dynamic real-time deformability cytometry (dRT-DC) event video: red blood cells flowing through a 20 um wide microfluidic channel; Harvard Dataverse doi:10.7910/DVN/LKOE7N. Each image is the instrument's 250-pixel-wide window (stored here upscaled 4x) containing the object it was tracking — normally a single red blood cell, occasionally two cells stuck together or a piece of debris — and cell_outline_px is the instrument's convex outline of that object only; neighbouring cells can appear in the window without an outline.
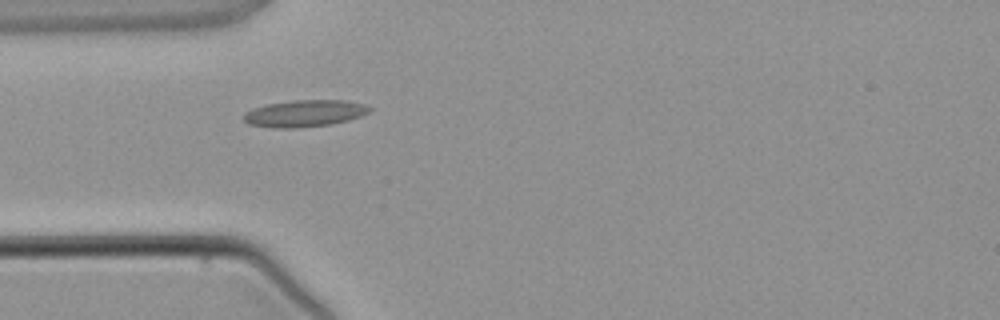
{"species": "common noctule bat (a hibernating species)", "species_latin": "Nyctalus noctula", "temperature_condition": "warm", "stored_images_in_passage": 4, "camera_frame_rate_fps": 3000, "um_per_image_px": 0.085, "animal": {"sex": "male", "body_mass_g": 21.5, "forearm_length_mm": 52.0}, "frame": {"image": 1, "passage_image": 4, "time_ms": 3.667, "image_size_px": [1000, 320], "cell_outline_px": [[372, 112], [348, 120], [332, 124], [292, 128], [284, 128], [248, 124], [244, 120], [244, 116], [252, 108], [268, 104], [292, 100], [344, 100], [364, 104], [372, 108]], "centroid_in_image_um": [25.95, 9.63], "position_along_channel_um": 59.0, "area_um2": 19.48}}